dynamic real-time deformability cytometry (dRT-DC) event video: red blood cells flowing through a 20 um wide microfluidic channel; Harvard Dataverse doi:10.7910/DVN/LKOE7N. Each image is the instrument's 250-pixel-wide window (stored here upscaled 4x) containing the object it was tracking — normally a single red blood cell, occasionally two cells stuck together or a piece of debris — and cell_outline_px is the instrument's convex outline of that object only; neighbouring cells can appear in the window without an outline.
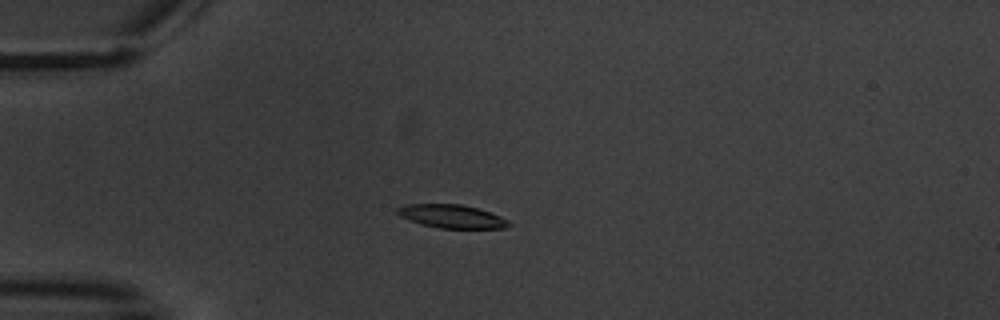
{"species": "common noctule bat (a hibernating species)", "species_latin": "Nyctalus noctula", "temperature_condition": "warm", "stored_images_in_passage": 3, "camera_frame_rate_fps": 3000, "um_per_image_px": 0.085, "animal": {"sex": "male", "body_mass_g": 20.1, "forearm_length_mm": 53.5}, "frame": {"image": 1, "passage_image": 1, "time_ms": 0.0, "image_size_px": [1000, 320], "cell_outline_px": [[512, 224], [504, 228], [440, 228], [420, 224], [400, 216], [396, 212], [396, 208], [404, 204], [460, 204], [476, 208], [500, 216], [508, 220]], "centroid_in_image_um": [38.36, 18.39], "position_along_channel_um": 46.6, "area_um2": 15.09}}